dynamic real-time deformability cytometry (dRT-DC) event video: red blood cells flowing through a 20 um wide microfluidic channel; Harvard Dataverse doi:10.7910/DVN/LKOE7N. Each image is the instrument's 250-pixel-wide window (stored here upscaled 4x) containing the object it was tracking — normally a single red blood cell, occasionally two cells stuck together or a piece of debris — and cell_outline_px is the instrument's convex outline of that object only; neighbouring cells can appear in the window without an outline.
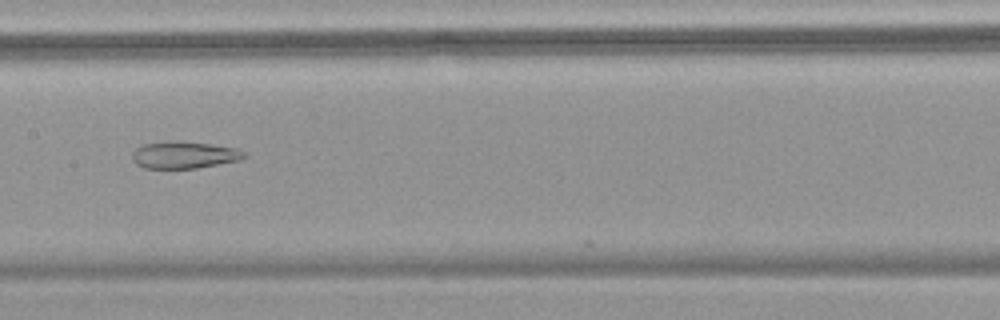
{"species": "common noctule bat (a hibernating species)", "species_latin": "Nyctalus noctula", "temperature_condition": "warm", "stored_images_in_passage": 27, "camera_frame_rate_fps": 3000, "um_per_image_px": 0.085, "animal": {"sex": "female", "body_mass_g": 18.4}, "frame": {"image": 1, "passage_image": 26, "time_ms": 8.333, "image_size_px": [1000, 320], "cell_outline_px": [[248, 156], [240, 160], [196, 168], [144, 168], [136, 164], [132, 160], [132, 152], [140, 144], [168, 140], [208, 144], [236, 148], [244, 152]], "centroid_in_image_um": [15.6, 13.16], "position_along_channel_um": 191.8, "area_um2": 17.69}}